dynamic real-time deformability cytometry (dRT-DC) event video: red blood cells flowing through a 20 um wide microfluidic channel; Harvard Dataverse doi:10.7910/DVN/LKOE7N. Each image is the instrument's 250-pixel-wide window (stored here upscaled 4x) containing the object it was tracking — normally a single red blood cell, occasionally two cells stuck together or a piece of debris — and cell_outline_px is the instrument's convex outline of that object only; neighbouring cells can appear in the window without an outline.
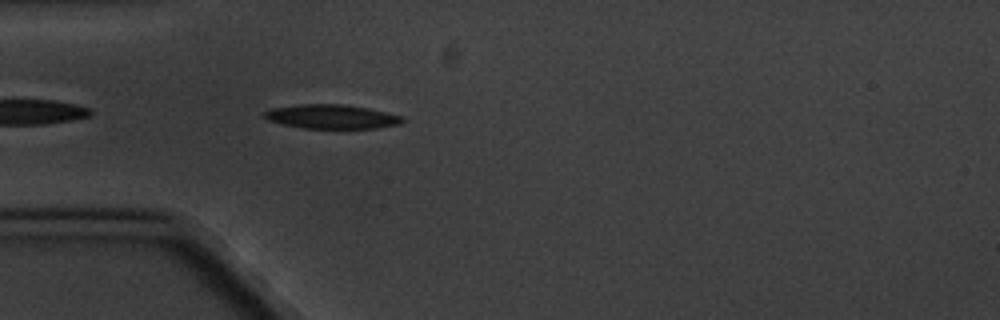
{"species": "common noctule bat (a hibernating species)", "species_latin": "Nyctalus noctula", "temperature_condition": "cold", "stored_images_in_passage": 4, "camera_frame_rate_fps": 3000, "um_per_image_px": 0.085, "animal": {"sex": "male", "body_mass_g": 20.1, "forearm_length_mm": 53.5}, "frame": {"image": 1, "passage_image": 4, "time_ms": 3.333, "image_size_px": [1000, 320], "cell_outline_px": [[404, 120], [400, 124], [376, 128], [300, 128], [268, 120], [260, 116], [264, 112], [272, 108], [300, 104], [340, 104], [364, 108], [384, 112], [400, 116]], "centroid_in_image_um": [28.11, 9.92], "position_along_channel_um": 56.9, "area_um2": 19.13}}